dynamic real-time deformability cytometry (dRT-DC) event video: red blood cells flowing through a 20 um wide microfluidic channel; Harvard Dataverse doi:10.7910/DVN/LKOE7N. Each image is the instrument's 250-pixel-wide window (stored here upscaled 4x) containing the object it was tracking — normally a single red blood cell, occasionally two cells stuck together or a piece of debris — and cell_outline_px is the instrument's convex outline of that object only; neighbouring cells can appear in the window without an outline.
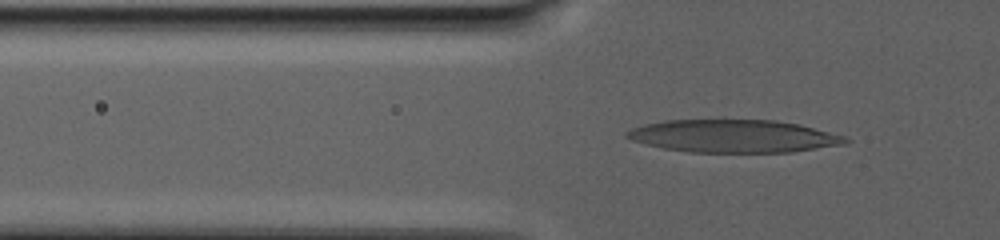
{"species": "human", "species_latin": "Homo sapiens", "temperature_condition": "warm", "stored_images_in_passage": 56, "camera_frame_rate_fps": 3000, "um_per_image_px": 0.085, "donor": {"sex": "male"}, "frame": {"image": 1, "passage_image": 35, "time_ms": 11.0, "image_size_px": [1000, 240], "cell_outline_px": [[852, 140], [844, 144], [792, 152], [688, 152], [664, 148], [632, 140], [624, 136], [624, 132], [632, 128], [644, 124], [664, 120], [776, 120], [800, 124], [844, 136]], "centroid_in_image_um": [62.35, 11.56], "position_along_channel_um": 63.5, "area_um2": 41.67}}
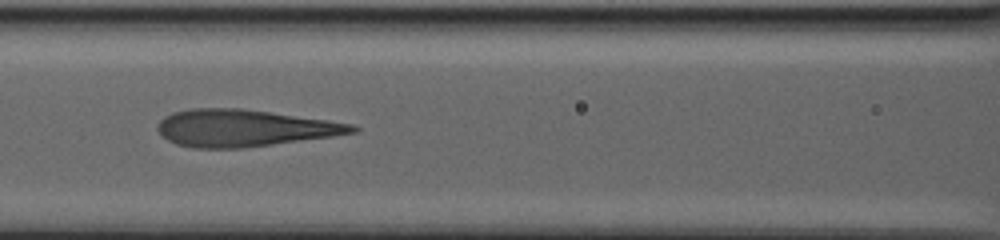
{"frame": {"image": 2, "passage_image": 50, "time_ms": 15.0, "image_size_px": [1000, 240], "cell_outline_px": [[360, 128], [356, 132], [332, 136], [244, 148], [192, 148], [176, 144], [168, 140], [156, 128], [156, 124], [164, 116], [172, 112], [188, 108], [240, 108], [328, 120], [356, 124]], "centroid_in_image_um": [20.72, 10.88], "position_along_channel_um": 145.9, "area_um2": 41.96}}
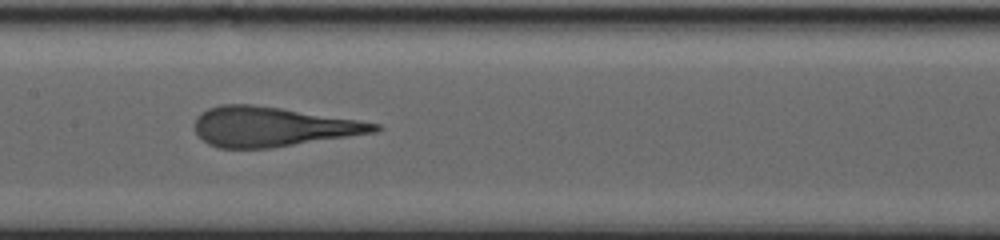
{"frame": {"image": 3, "passage_image": 55, "time_ms": 16.667, "image_size_px": [1000, 240], "cell_outline_px": [[384, 128], [376, 132], [272, 148], [220, 148], [208, 144], [196, 132], [196, 116], [200, 112], [208, 108], [220, 104], [252, 104], [280, 108], [360, 120], [380, 124]], "centroid_in_image_um": [23.17, 10.77], "position_along_channel_um": 184.2, "area_um2": 41.44}}